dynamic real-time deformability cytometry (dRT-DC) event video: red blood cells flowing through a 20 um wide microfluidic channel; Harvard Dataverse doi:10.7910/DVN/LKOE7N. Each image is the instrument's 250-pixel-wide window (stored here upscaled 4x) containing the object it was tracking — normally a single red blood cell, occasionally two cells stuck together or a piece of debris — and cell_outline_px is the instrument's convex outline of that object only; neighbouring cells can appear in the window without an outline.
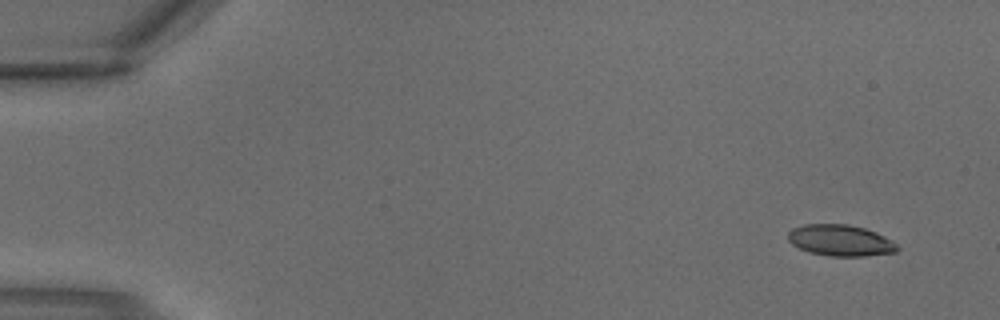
{"species": "common noctule bat (a hibernating species)", "species_latin": "Nyctalus noctula", "temperature_condition": "warm", "stored_images_in_passage": 4, "segment_of_instrument_passage": [1, 2], "camera_frame_rate_fps": 3000, "um_per_image_px": 0.085, "animal": {"sex": "male", "body_mass_g": 18.8}, "frame": {"image": 1, "passage_image": 1, "time_ms": 0.0, "image_size_px": [1000, 320], "cell_outline_px": [[900, 248], [896, 252], [864, 256], [828, 256], [808, 252], [792, 244], [788, 240], [788, 232], [792, 228], [804, 224], [848, 224], [864, 228], [876, 232], [892, 240]], "centroid_in_image_um": [71.43, 20.43], "position_along_channel_um": 13.6, "area_um2": 20.0}}
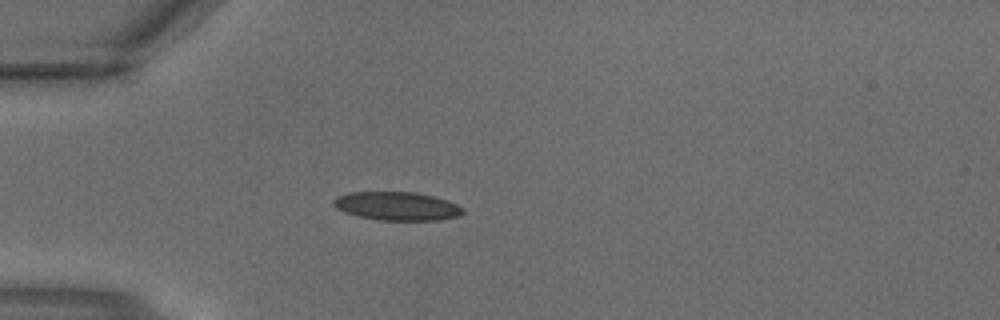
{"frame": {"image": 2, "passage_image": 3, "time_ms": 0.667, "image_size_px": [1000, 320], "cell_outline_px": [[464, 212], [460, 216], [440, 220], [380, 220], [360, 216], [344, 212], [336, 208], [332, 204], [332, 200], [336, 196], [348, 192], [416, 192], [448, 200], [464, 208]], "centroid_in_image_um": [33.74, 17.51], "position_along_channel_um": 51.3, "area_um2": 21.62}}